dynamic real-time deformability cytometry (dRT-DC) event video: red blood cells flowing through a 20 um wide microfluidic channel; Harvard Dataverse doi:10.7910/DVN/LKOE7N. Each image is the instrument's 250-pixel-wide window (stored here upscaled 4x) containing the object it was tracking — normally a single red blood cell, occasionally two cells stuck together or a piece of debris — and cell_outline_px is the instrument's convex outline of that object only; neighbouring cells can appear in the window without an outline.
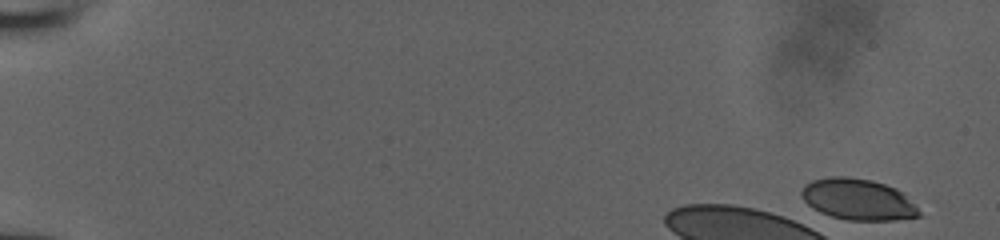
{"species": "human", "species_latin": "Homo sapiens", "temperature_condition": "room temperature", "stored_images_in_passage": 11, "camera_frame_rate_fps": 3000, "um_per_image_px": 0.085, "donor": {"sex": "male"}, "frame": {"image": 1, "passage_image": 1, "time_ms": 0.0, "image_size_px": [1000, 240], "cell_outline_px": [[920, 216], [896, 220], [848, 220], [832, 216], [820, 212], [812, 208], [804, 200], [800, 192], [804, 184], [812, 180], [828, 176], [844, 176], [872, 180], [896, 188], [904, 192], [920, 212]], "centroid_in_image_um": [72.92, 16.94], "position_along_channel_um": 12.1, "area_um2": 28.32}}